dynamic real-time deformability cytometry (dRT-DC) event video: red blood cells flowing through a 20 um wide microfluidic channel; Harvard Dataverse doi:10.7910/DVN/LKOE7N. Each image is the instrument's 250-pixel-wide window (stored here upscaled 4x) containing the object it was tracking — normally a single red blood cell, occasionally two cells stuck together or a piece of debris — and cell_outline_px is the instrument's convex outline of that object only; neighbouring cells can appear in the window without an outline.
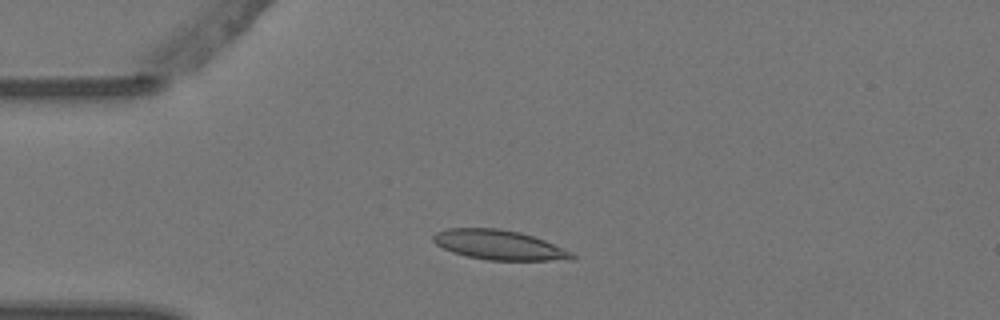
{"species": "Egyptian fruit bat (a non-hibernating species)", "species_latin": "Rousettus aegyptiacus", "temperature_condition": "warm", "stored_images_in_passage": 3, "camera_frame_rate_fps": 3000, "um_per_image_px": 0.085, "animal": {"sex": "female"}, "frame": {"image": 1, "passage_image": 1, "time_ms": 0.0, "image_size_px": [1000, 320], "cell_outline_px": [[576, 256], [572, 260], [488, 260], [468, 256], [452, 252], [436, 244], [432, 240], [432, 236], [436, 232], [448, 228], [500, 228], [520, 232], [544, 240], [572, 252]], "centroid_in_image_um": [42.42, 20.81], "position_along_channel_um": 42.6, "area_um2": 23.93}}